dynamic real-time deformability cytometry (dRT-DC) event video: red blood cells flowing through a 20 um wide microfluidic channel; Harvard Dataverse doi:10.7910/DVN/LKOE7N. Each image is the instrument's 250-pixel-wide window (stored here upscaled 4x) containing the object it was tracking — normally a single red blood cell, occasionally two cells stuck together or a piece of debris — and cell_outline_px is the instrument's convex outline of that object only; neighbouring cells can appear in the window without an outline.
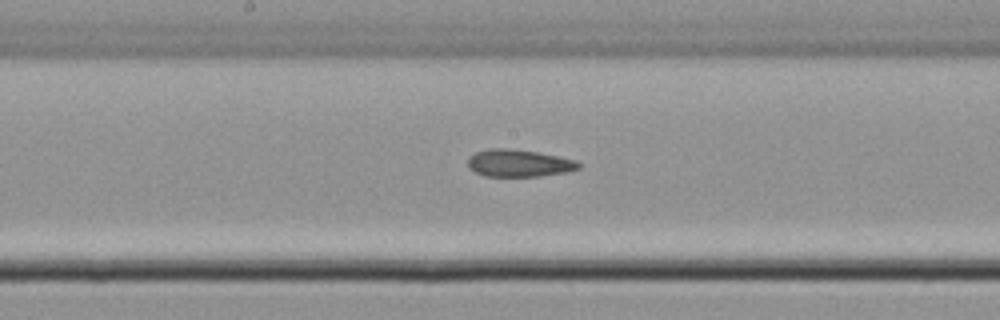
{"species": "common noctule bat (a hibernating species)", "species_latin": "Nyctalus noctula", "temperature_condition": "cold", "stored_images_in_passage": 9, "camera_frame_rate_fps": 3000, "um_per_image_px": 0.085, "animal": {"sex": "male", "body_mass_g": 21.5, "forearm_length_mm": 52.0}, "frame": {"image": 1, "passage_image": 9, "time_ms": 2.667, "image_size_px": [1000, 320], "cell_outline_px": [[580, 168], [568, 172], [540, 176], [484, 176], [468, 168], [468, 160], [476, 152], [492, 148], [504, 148], [536, 152], [576, 160], [580, 164]], "centroid_in_image_um": [44.12, 13.88], "position_along_channel_um": 204.1, "area_um2": 17.4}}